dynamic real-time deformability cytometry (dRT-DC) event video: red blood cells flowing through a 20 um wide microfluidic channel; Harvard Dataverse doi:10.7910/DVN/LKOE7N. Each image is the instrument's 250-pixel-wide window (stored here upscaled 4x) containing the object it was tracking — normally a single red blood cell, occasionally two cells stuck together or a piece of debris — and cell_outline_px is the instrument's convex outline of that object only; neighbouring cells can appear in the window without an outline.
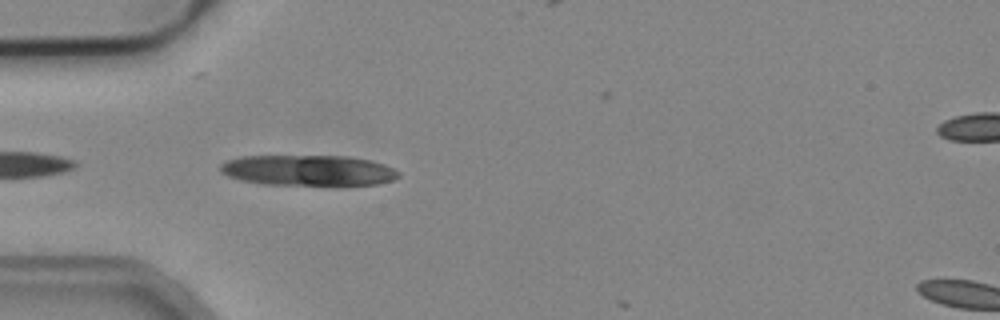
{"species": "common noctule bat (a hibernating species)", "species_latin": "Nyctalus noctula", "temperature_condition": "cold", "stored_images_in_passage": 4, "camera_frame_rate_fps": 3000, "um_per_image_px": 0.085, "animal": {"sex": "male", "body_mass_g": 19.2, "forearm_length_mm": 51.8}, "frame": {"image": 1, "passage_image": 3, "time_ms": 0.667, "image_size_px": [1000, 320], "cell_outline_px": [[400, 176], [392, 180], [376, 184], [260, 184], [240, 180], [228, 176], [220, 172], [220, 164], [228, 160], [240, 156], [348, 156], [368, 160], [384, 164], [400, 172]], "centroid_in_image_um": [26.16, 14.47], "position_along_channel_um": 58.8, "area_um2": 31.56}}